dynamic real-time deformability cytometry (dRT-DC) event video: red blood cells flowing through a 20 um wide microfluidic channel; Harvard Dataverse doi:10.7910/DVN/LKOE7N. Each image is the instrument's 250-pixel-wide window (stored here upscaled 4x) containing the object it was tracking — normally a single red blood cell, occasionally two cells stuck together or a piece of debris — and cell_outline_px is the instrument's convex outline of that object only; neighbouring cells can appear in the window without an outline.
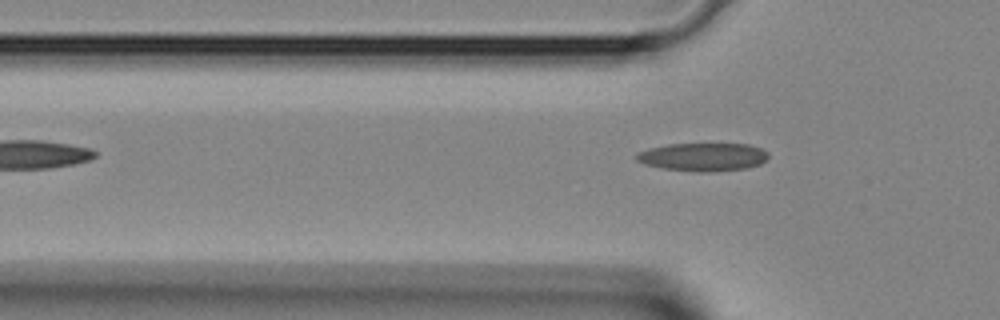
{"species": "Egyptian fruit bat (a non-hibernating species)", "species_latin": "Rousettus aegyptiacus", "temperature_condition": "room temperature", "stored_images_in_passage": 4, "camera_frame_rate_fps": 3000, "um_per_image_px": 0.085, "animal": {"sex": "female"}, "frame": {"image": 1, "passage_image": 4, "time_ms": 1.0, "image_size_px": [1000, 320], "cell_outline_px": [[768, 156], [760, 164], [748, 168], [712, 172], [696, 172], [664, 168], [644, 164], [636, 160], [636, 152], [668, 144], [748, 144], [760, 148], [768, 152]], "centroid_in_image_um": [59.76, 13.34], "position_along_channel_um": 66.0, "area_um2": 21.62}}